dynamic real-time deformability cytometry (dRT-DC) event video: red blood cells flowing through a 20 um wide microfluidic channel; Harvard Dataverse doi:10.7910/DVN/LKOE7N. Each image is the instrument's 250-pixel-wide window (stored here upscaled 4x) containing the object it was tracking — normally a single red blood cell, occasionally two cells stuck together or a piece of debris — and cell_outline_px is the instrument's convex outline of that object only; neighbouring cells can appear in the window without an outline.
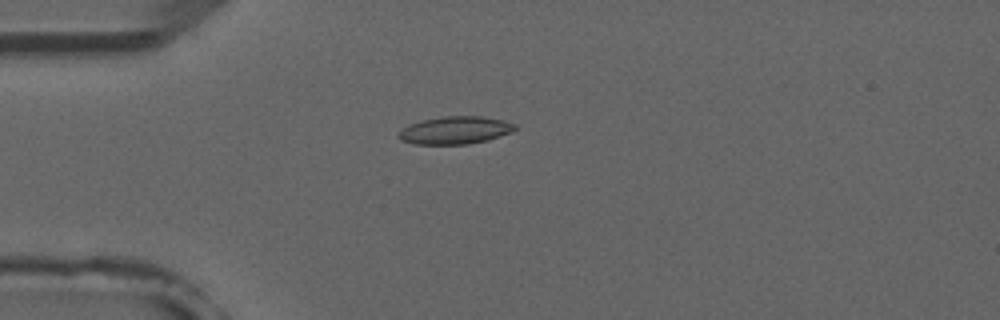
{"species": "common noctule bat (a hibernating species)", "species_latin": "Nyctalus noctula", "temperature_condition": "room temperature", "stored_images_in_passage": 42, "camera_frame_rate_fps": 3000, "um_per_image_px": 0.085, "animal": {"sex": "male", "forearm_length_mm": 52.5}, "frame": {"image": 1, "passage_image": 4, "time_ms": 1.0, "image_size_px": [1000, 320], "cell_outline_px": [[516, 128], [508, 132], [488, 140], [468, 144], [416, 144], [400, 140], [396, 136], [396, 132], [408, 124], [424, 120], [444, 116], [480, 116], [504, 120], [516, 124]], "centroid_in_image_um": [38.62, 11.07], "position_along_channel_um": 46.4, "area_um2": 18.73}}
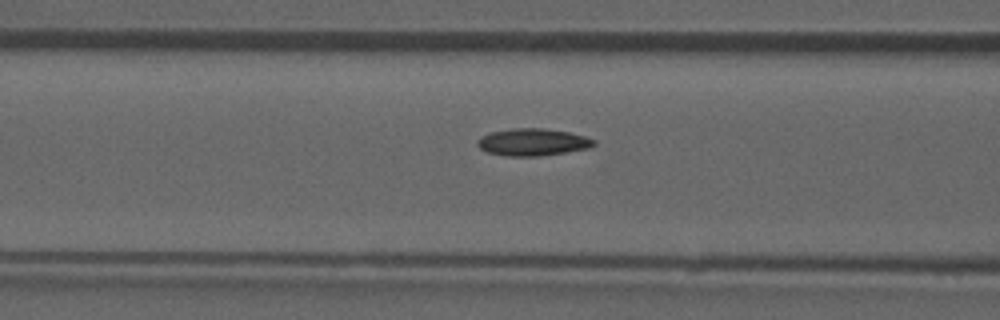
{"frame": {"image": 2, "passage_image": 11, "time_ms": 3.333, "image_size_px": [1000, 320], "cell_outline_px": [[596, 144], [588, 148], [540, 156], [508, 156], [488, 152], [480, 148], [476, 144], [476, 140], [480, 136], [492, 132], [512, 128], [540, 128], [568, 132], [584, 136], [596, 140]], "centroid_in_image_um": [45.25, 12.08], "position_along_channel_um": 121.3, "area_um2": 18.32}}
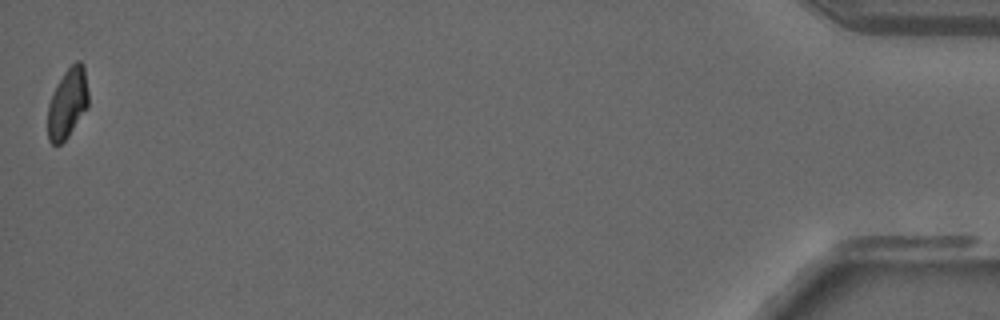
{"frame": {"image": 3, "passage_image": 42, "time_ms": 13.667, "image_size_px": [1000, 320], "cell_outline_px": [[88, 108], [68, 136], [60, 144], [52, 144], [48, 140], [48, 104], [52, 92], [56, 84], [64, 72], [76, 60], [80, 60], [84, 64], [88, 92]], "centroid_in_image_um": [5.74, 8.74], "position_along_channel_um": 429.5, "area_um2": 16.76}, "authors_computed_cell_mechanics": {"area_um2": 17.7446, "velocity_mm_per_s": 3.9412, "shape_relaxation_time_tau1_ms": 8.8088, "shape_relaxation_time_tau2_ms": 5.0889, "deformation_change_tau1": 0.1876, "deformation_change_tau2": 0.0791}}